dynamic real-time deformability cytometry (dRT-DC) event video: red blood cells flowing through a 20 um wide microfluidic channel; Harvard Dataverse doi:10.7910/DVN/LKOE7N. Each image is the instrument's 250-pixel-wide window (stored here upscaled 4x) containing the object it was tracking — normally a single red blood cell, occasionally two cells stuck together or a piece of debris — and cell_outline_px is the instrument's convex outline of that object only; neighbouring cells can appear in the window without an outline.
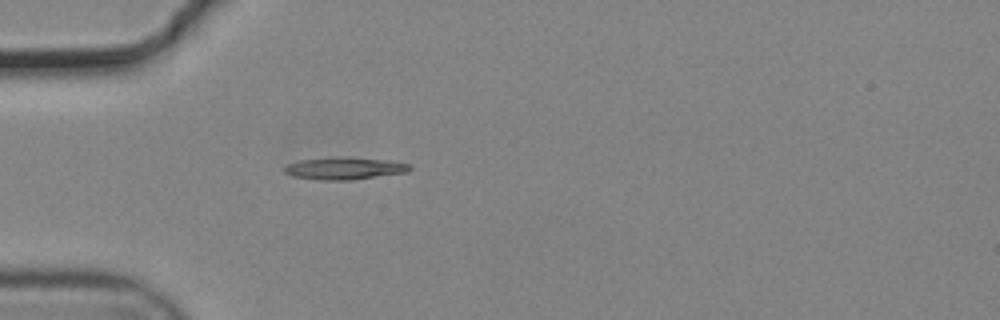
{"species": "common noctule bat (a hibernating species)", "species_latin": "Nyctalus noctula", "temperature_condition": "cold", "stored_images_in_passage": 21, "camera_frame_rate_fps": 3000, "um_per_image_px": 0.085, "animal": {"sex": "male", "body_mass_g": 19.2, "forearm_length_mm": 51.8}, "frame": {"image": 1, "passage_image": 1, "time_ms": 0.0, "image_size_px": [1000, 320], "cell_outline_px": [[412, 168], [408, 172], [348, 180], [324, 180], [292, 176], [284, 172], [284, 168], [288, 164], [300, 160], [336, 156], [344, 156], [388, 160], [408, 164]], "centroid_in_image_um": [29.27, 14.29], "position_along_channel_um": 55.7, "area_um2": 16.24}}
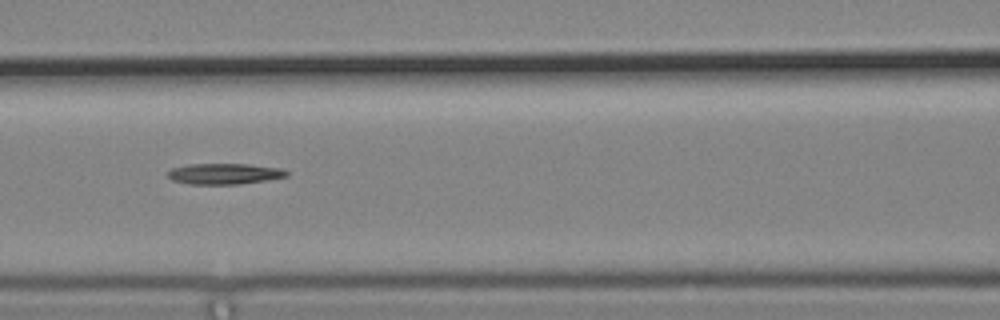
{"frame": {"image": 2, "passage_image": 9, "time_ms": 2.667, "image_size_px": [1000, 320], "cell_outline_px": [[288, 176], [240, 184], [188, 184], [172, 180], [168, 176], [168, 172], [172, 168], [188, 164], [248, 164], [280, 168], [288, 172]], "centroid_in_image_um": [19.05, 14.77], "position_along_channel_um": 147.6, "area_um2": 14.33}}
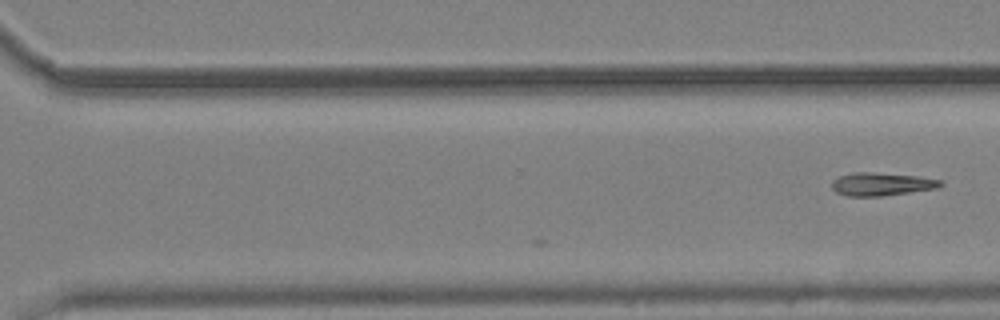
{"frame": {"image": 3, "passage_image": 21, "time_ms": 6.667, "image_size_px": [1000, 320], "cell_outline_px": [[944, 184], [936, 188], [880, 196], [848, 196], [836, 192], [832, 188], [832, 180], [840, 176], [852, 172], [872, 172], [916, 176], [940, 180]], "centroid_in_image_um": [74.88, 15.64], "position_along_channel_um": 295.7, "area_um2": 14.39}}